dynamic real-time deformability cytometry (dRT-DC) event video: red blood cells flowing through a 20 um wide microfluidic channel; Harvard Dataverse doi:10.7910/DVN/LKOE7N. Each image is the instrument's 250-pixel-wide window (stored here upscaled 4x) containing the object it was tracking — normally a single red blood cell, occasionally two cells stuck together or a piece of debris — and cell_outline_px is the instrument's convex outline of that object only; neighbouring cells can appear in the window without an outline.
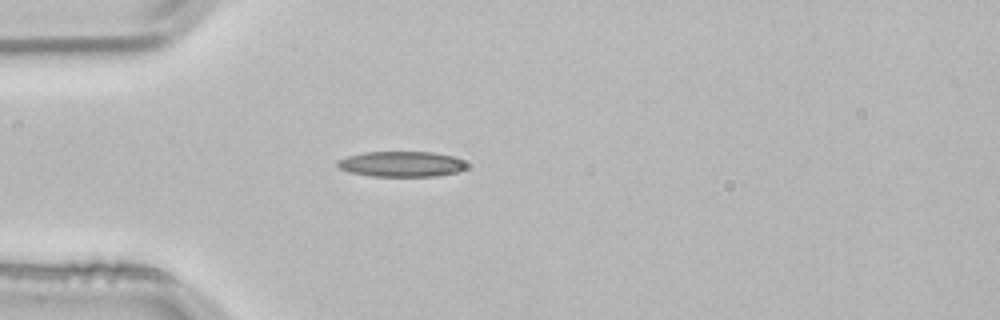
{"species": "common noctule bat (a hibernating species)", "species_latin": "Nyctalus noctula", "temperature_condition": "room temperature", "stored_images_in_passage": 1, "camera_frame_rate_fps": 3000, "um_per_image_px": 0.085, "animal": {"sex": "male", "body_mass_g": 21.5, "forearm_length_mm": 52.0}, "frame": {"image": 1, "passage_image": 1, "time_ms": 0.0, "image_size_px": [1000, 320], "cell_outline_px": [[464, 168], [460, 172], [436, 176], [372, 176], [352, 172], [340, 168], [336, 164], [336, 160], [348, 156], [364, 152], [432, 152], [452, 156], [460, 160], [464, 164]], "centroid_in_image_um": [34.09, 13.94], "position_along_channel_um": 50.9, "area_um2": 18.9}}